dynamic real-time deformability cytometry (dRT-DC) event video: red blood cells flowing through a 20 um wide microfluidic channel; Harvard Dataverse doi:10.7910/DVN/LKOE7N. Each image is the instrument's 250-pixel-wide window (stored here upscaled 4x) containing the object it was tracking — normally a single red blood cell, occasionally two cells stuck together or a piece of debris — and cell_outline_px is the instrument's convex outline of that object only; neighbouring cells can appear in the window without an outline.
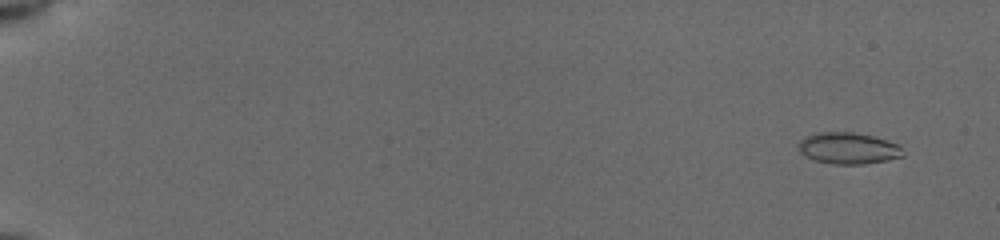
{"species": "common noctule bat (a hibernating species)", "species_latin": "Nyctalus noctula", "temperature_condition": "cold", "stored_images_in_passage": 55, "camera_frame_rate_fps": 3000, "um_per_image_px": 0.085, "animal": {"sex": "female", "body_mass_g": 19.5, "forearm_length_mm": 54.1}, "frame": {"image": 1, "passage_image": 4, "time_ms": 1.0, "image_size_px": [1000, 240], "cell_outline_px": [[904, 156], [888, 160], [864, 164], [832, 164], [816, 160], [804, 156], [800, 152], [796, 144], [804, 136], [812, 132], [852, 132], [872, 136], [900, 144]], "centroid_in_image_um": [72.06, 12.59], "position_along_channel_um": 12.9, "area_um2": 19.42}}
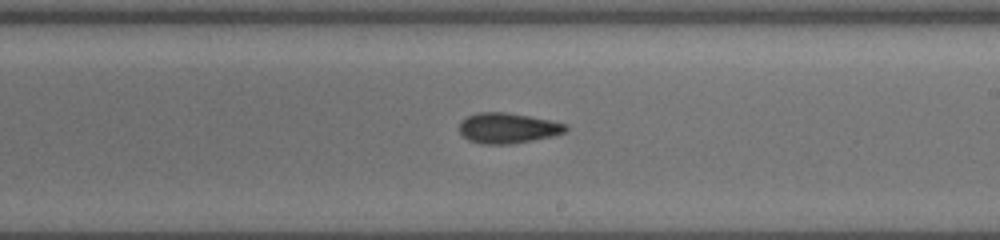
{"frame": {"image": 2, "passage_image": 35, "time_ms": 11.333, "image_size_px": [1000, 240], "cell_outline_px": [[568, 128], [564, 132], [552, 136], [512, 144], [480, 144], [468, 140], [460, 132], [460, 120], [476, 112], [508, 112], [552, 120], [568, 124]], "centroid_in_image_um": [43.16, 10.88], "position_along_channel_um": 245.8, "area_um2": 19.02}}
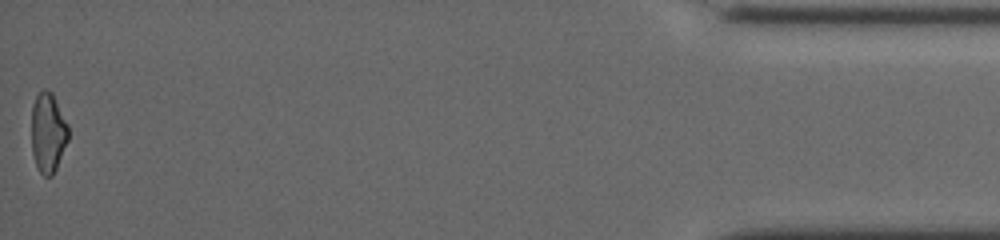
{"frame": {"image": 3, "passage_image": 55, "time_ms": 18.0, "image_size_px": [1000, 240], "cell_outline_px": [[68, 140], [56, 168], [52, 176], [44, 176], [40, 172], [36, 164], [32, 152], [32, 104], [36, 96], [44, 88], [52, 92], [68, 124]], "centroid_in_image_um": [4.08, 11.25], "position_along_channel_um": 431.1, "area_um2": 17.05}, "authors_computed_cell_mechanics": {"area_um2": 18.5538, "velocity_mm_per_s": 3.956, "shape_relaxation_time_tau1_ms": 9.0705, "shape_relaxation_time_tau2_ms": 4.7939, "deformation_change_tau1": 0.1437, "deformation_change_tau2": 0.1075}}